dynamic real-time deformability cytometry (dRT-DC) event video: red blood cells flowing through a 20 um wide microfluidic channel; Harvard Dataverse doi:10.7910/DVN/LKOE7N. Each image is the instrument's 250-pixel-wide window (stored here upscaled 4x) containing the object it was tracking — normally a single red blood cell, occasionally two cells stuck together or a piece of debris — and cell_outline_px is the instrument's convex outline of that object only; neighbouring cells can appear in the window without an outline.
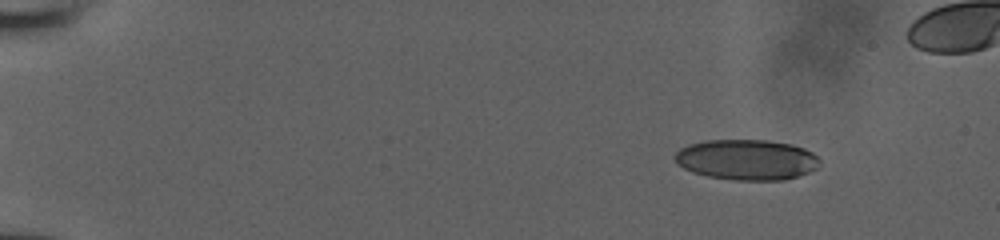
{"species": "human", "species_latin": "Homo sapiens", "temperature_condition": "room temperature", "stored_images_in_passage": 15, "camera_frame_rate_fps": 3000, "um_per_image_px": 0.085, "donor": {"sex": "male"}, "frame": {"image": 1, "passage_image": 5, "time_ms": 1.333, "image_size_px": [1000, 240], "cell_outline_px": [[820, 164], [816, 168], [808, 172], [784, 180], [736, 180], [708, 176], [692, 172], [676, 164], [672, 156], [680, 148], [688, 144], [704, 140], [768, 140], [792, 144], [804, 148], [812, 152], [820, 160]], "centroid_in_image_um": [63.43, 13.56], "position_along_channel_um": 21.6, "area_um2": 34.39}}
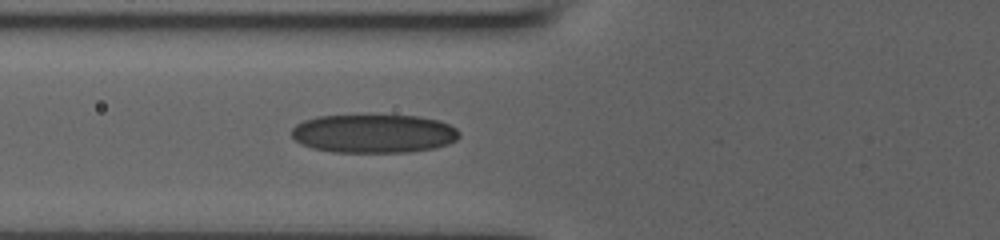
{"frame": {"image": 2, "passage_image": 15, "time_ms": 4.667, "image_size_px": [1000, 240], "cell_outline_px": [[460, 136], [456, 140], [448, 144], [432, 148], [408, 152], [332, 152], [312, 148], [300, 144], [292, 136], [292, 128], [296, 124], [304, 120], [316, 116], [416, 116], [440, 120], [456, 128], [460, 132]], "centroid_in_image_um": [31.76, 11.36], "position_along_channel_um": 94.0, "area_um2": 37.69}}